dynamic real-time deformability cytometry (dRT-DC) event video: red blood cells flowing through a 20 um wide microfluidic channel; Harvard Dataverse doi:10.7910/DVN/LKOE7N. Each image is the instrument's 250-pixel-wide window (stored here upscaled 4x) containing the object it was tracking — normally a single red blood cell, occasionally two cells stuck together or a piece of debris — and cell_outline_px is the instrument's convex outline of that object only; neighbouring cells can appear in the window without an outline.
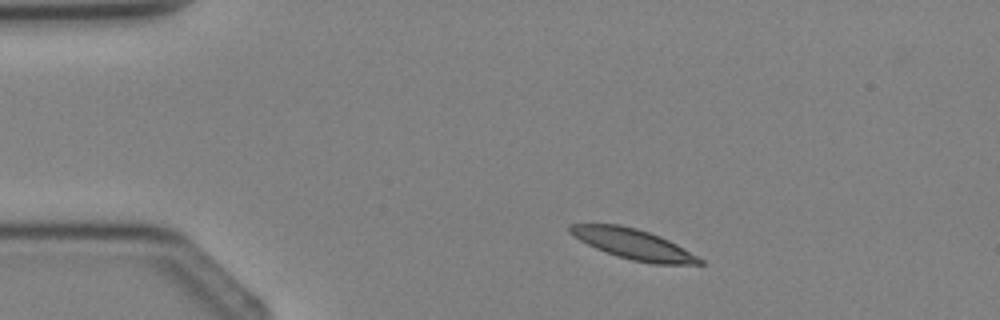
{"species": "Egyptian fruit bat (a non-hibernating species)", "species_latin": "Rousettus aegyptiacus", "temperature_condition": "cold", "stored_images_in_passage": 2, "camera_frame_rate_fps": 3000, "um_per_image_px": 0.085, "animal": {"sex": "female"}, "frame": {"image": 1, "passage_image": 1, "time_ms": 0.0, "image_size_px": [1000, 320], "cell_outline_px": [[704, 264], [656, 264], [632, 260], [616, 256], [596, 248], [580, 240], [568, 232], [568, 224], [620, 224], [636, 228], [660, 236], [676, 244], [704, 260]], "centroid_in_image_um": [53.81, 20.74], "position_along_channel_um": 31.2, "area_um2": 22.66}}